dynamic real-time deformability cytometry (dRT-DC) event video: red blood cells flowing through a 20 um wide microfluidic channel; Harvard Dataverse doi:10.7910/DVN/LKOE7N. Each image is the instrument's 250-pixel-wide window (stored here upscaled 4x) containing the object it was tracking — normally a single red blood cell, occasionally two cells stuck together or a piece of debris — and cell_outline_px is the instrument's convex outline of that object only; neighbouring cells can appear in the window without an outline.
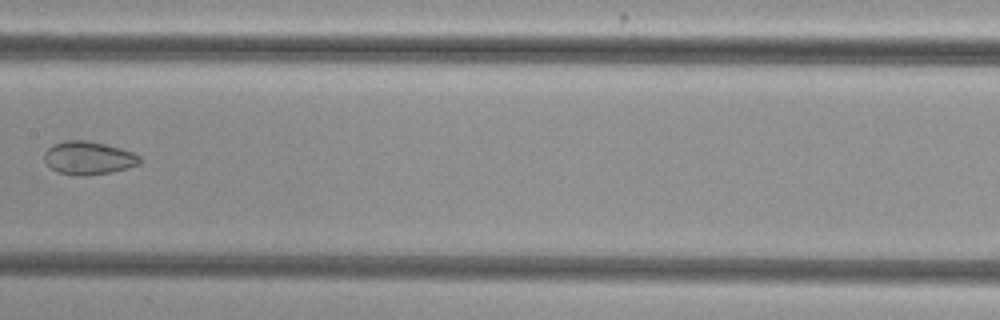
{"species": "common noctule bat (a hibernating species)", "species_latin": "Nyctalus noctula", "temperature_condition": "cold", "stored_images_in_passage": 9, "camera_frame_rate_fps": 3000, "um_per_image_px": 0.085, "animal": {"sex": "female", "body_mass_g": 29.2, "forearm_length_mm": 56.3}, "frame": {"image": 1, "passage_image": 8, "time_ms": 2.333, "image_size_px": [1000, 320], "cell_outline_px": [[140, 164], [128, 168], [112, 172], [88, 176], [76, 176], [56, 172], [44, 160], [44, 152], [52, 144], [64, 140], [88, 140], [120, 148], [132, 152], [140, 156]], "centroid_in_image_um": [7.5, 13.43], "position_along_channel_um": 199.9, "area_um2": 18.67}}
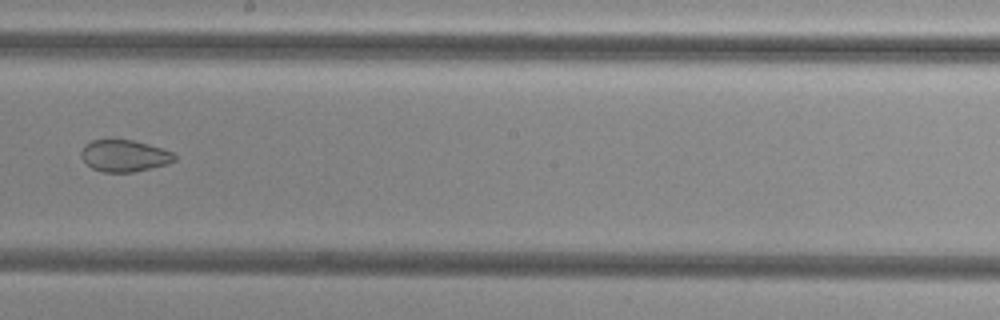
{"frame": {"image": 2, "passage_image": 9, "time_ms": 2.667, "image_size_px": [1000, 320], "cell_outline_px": [[176, 160], [168, 164], [132, 172], [104, 172], [92, 168], [80, 156], [80, 152], [84, 144], [92, 140], [132, 140], [160, 148], [172, 152], [176, 156]], "centroid_in_image_um": [10.55, 13.24], "position_along_channel_um": 237.7, "area_um2": 17.11}}